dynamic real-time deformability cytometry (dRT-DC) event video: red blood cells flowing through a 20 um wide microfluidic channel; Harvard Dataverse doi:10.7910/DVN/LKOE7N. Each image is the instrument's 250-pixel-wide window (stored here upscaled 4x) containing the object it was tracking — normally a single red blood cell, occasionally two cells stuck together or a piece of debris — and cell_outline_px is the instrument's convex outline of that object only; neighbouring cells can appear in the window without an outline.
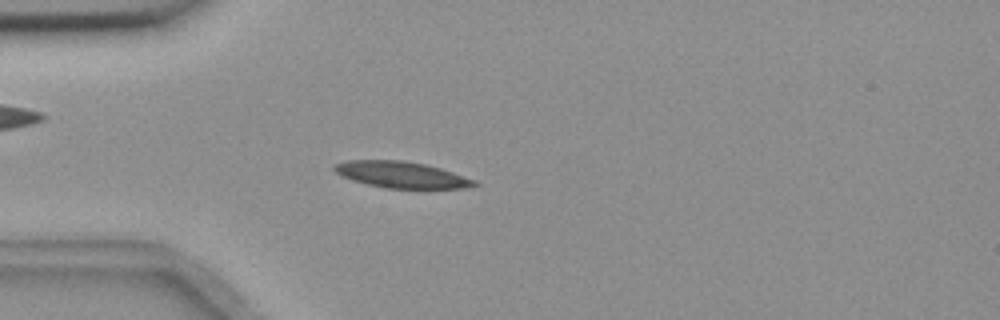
{"species": "common noctule bat (a hibernating species)", "species_latin": "Nyctalus noctula", "temperature_condition": "room temperature", "stored_images_in_passage": 55, "camera_frame_rate_fps": 3000, "um_per_image_px": 0.085, "animal": {"sex": "female", "body_mass_g": 18.4}, "frame": {"image": 1, "passage_image": 15, "time_ms": 4.667, "image_size_px": [1000, 320], "cell_outline_px": [[480, 184], [464, 188], [384, 188], [352, 180], [340, 176], [332, 168], [336, 164], [348, 160], [404, 160], [424, 164], [440, 168], [476, 180]], "centroid_in_image_um": [34.11, 14.85], "position_along_channel_um": 50.9, "area_um2": 21.39}}
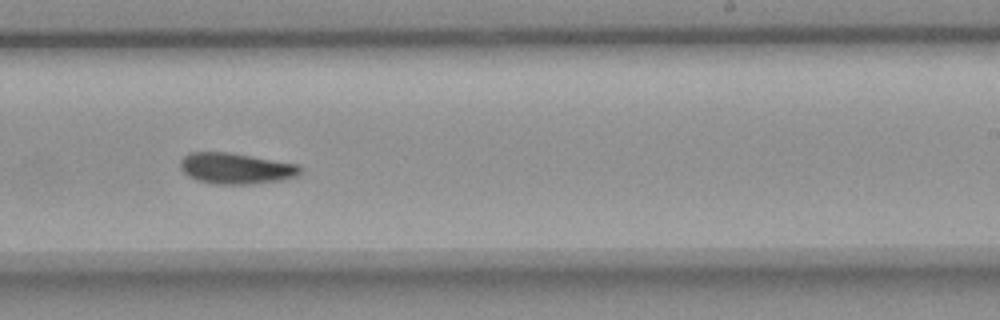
{"frame": {"image": 2, "passage_image": 34, "time_ms": 11.0, "image_size_px": [1000, 320], "cell_outline_px": [[304, 168], [296, 176], [280, 180], [252, 184], [212, 184], [196, 180], [188, 176], [180, 168], [180, 160], [188, 152], [232, 152], [300, 164]], "centroid_in_image_um": [20.06, 14.3], "position_along_channel_um": 268.9, "area_um2": 22.02}}
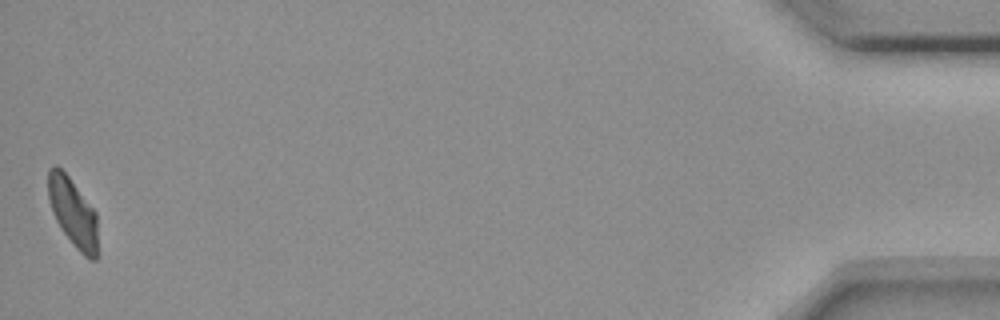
{"frame": {"image": 3, "passage_image": 55, "time_ms": 18.0, "image_size_px": [1000, 320], "cell_outline_px": [[100, 256], [96, 260], [92, 260], [84, 256], [72, 244], [60, 228], [52, 212], [48, 200], [48, 168], [52, 164], [56, 164], [68, 176], [96, 212]], "centroid_in_image_um": [6.23, 18.12], "position_along_channel_um": 429.0, "area_um2": 20.4}, "authors_computed_cell_mechanics": {"area_um2": 21.2126, "velocity_mm_per_s": 3.629, "shape_relaxation_time_tau1_ms": 3.9911, "shape_relaxation_time_tau2_ms": 6.1886, "deformation_change_tau1": 0.1287, "deformation_change_tau2": 0.1247}}